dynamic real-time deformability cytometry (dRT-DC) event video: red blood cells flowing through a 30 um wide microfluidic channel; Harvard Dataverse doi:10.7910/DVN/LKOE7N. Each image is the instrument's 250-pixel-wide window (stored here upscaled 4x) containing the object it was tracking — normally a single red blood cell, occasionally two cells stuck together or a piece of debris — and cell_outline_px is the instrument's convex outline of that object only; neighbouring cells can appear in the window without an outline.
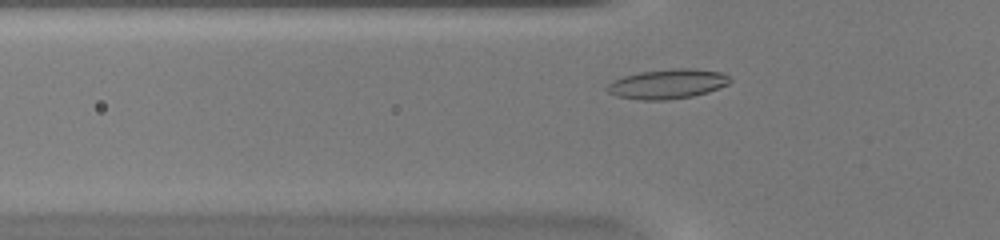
{"species": "common noctule bat (a hibernating species)", "species_latin": "Nyctalus noctula", "temperature_condition": "warm", "stored_images_in_passage": 39, "camera_frame_rate_fps": 3000, "um_per_image_px": 0.085, "animal": {"sex": "female", "body_mass_g": 20.0, "forearm_length_mm": 54.0}, "frame": {"image": 1, "passage_image": 7, "time_ms": 2.0, "image_size_px": [1000, 240], "cell_outline_px": [[732, 80], [728, 84], [708, 92], [692, 96], [668, 100], [640, 100], [616, 96], [608, 92], [604, 88], [612, 80], [624, 76], [640, 72], [676, 68], [692, 68], [720, 72], [728, 76]], "centroid_in_image_um": [56.71, 7.14], "position_along_channel_um": 69.1, "area_um2": 21.27}}
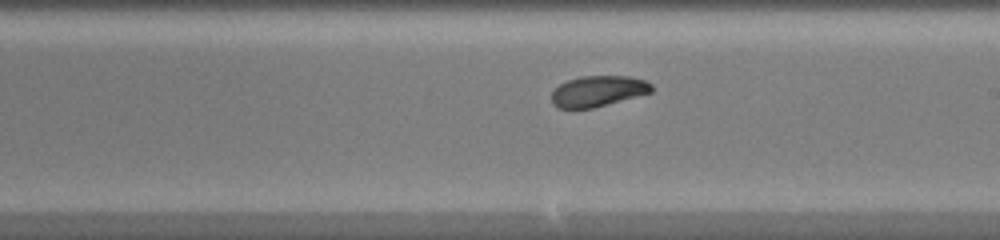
{"frame": {"image": 2, "passage_image": 19, "time_ms": 6.0, "image_size_px": [1000, 240], "cell_outline_px": [[652, 92], [592, 108], [556, 108], [552, 104], [552, 92], [560, 84], [568, 80], [580, 76], [628, 76], [644, 80], [652, 84]], "centroid_in_image_um": [50.81, 7.74], "position_along_channel_um": 238.2, "area_um2": 17.8}}
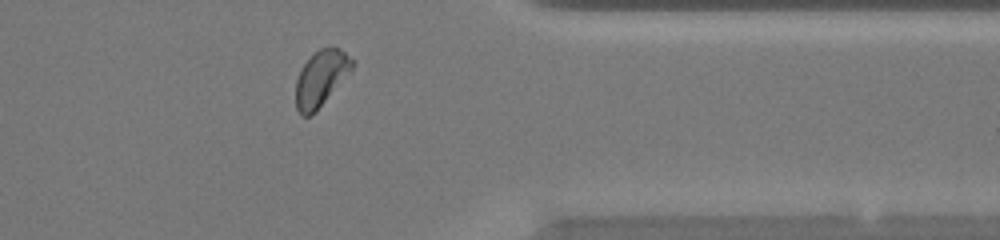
{"frame": {"image": 3, "passage_image": 30, "time_ms": 9.667, "image_size_px": [1000, 240], "cell_outline_px": [[356, 60], [352, 68], [316, 112], [308, 116], [300, 116], [296, 108], [296, 80], [304, 64], [320, 48], [340, 48]], "centroid_in_image_um": [27.28, 6.67], "position_along_channel_um": 384.1, "area_um2": 17.98}, "authors_computed_cell_mechanics": {"area_um2": 18.7272, "velocity_mm_per_s": 4.2514, "shape_relaxation_time_tau1_ms": 5.0535, "shape_relaxation_time_tau2_ms": 3.0612, "deformation_change_tau1": 0.1296, "deformation_change_tau2": 0.0671}}